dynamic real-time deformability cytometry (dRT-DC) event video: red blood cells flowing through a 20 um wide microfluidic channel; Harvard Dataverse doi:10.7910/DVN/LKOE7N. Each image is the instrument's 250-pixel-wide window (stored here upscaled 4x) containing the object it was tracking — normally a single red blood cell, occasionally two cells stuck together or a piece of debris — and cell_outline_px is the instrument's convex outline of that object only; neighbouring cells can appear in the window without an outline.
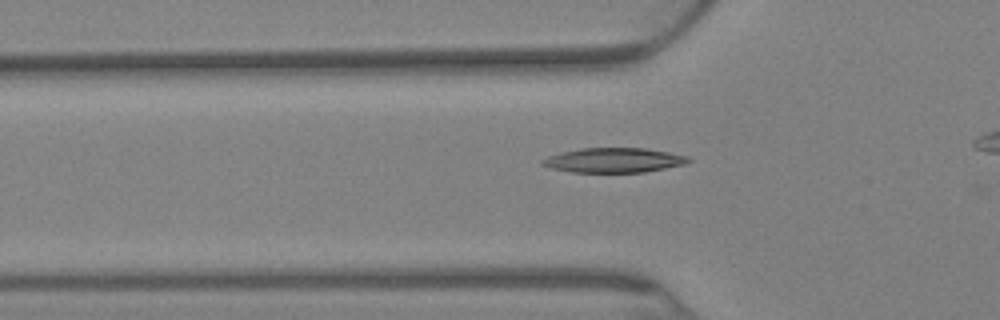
{"species": "Egyptian fruit bat (a non-hibernating species)", "species_latin": "Rousettus aegyptiacus", "temperature_condition": "warm", "stored_images_in_passage": 53, "camera_frame_rate_fps": 3000, "um_per_image_px": 0.085, "animal": {"sex": "female"}, "frame": {"image": 1, "passage_image": 13, "time_ms": 4.0, "image_size_px": [1000, 320], "cell_outline_px": [[692, 160], [684, 164], [644, 172], [572, 172], [552, 168], [540, 164], [540, 160], [548, 156], [560, 152], [580, 148], [644, 148], [668, 152], [688, 156]], "centroid_in_image_um": [52.14, 13.61], "position_along_channel_um": 73.7, "area_um2": 20.92}}
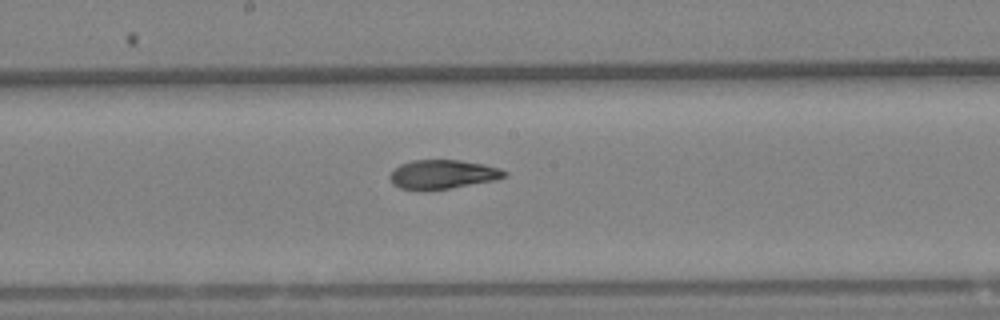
{"frame": {"image": 2, "passage_image": 28, "time_ms": 9.0, "image_size_px": [1000, 320], "cell_outline_px": [[508, 172], [504, 176], [496, 180], [448, 188], [400, 188], [392, 184], [388, 176], [400, 164], [412, 160], [460, 160], [484, 164]], "centroid_in_image_um": [37.62, 14.79], "position_along_channel_um": 210.6, "area_um2": 18.79}}
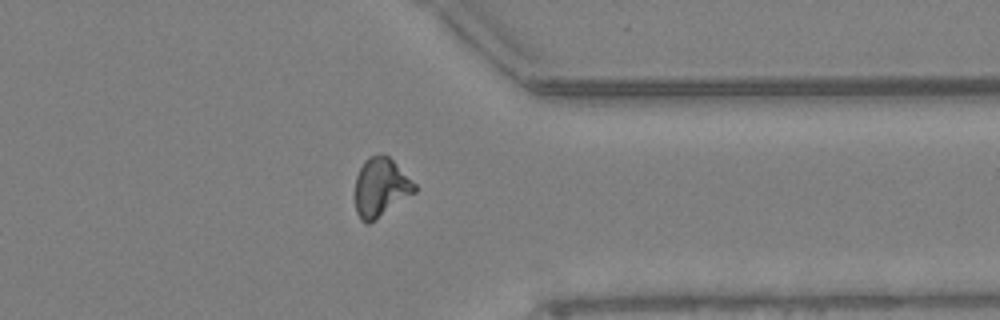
{"frame": {"image": 3, "passage_image": 47, "time_ms": 15.333, "image_size_px": [1000, 320], "cell_outline_px": [[416, 192], [376, 220], [368, 224], [364, 224], [360, 220], [356, 212], [356, 176], [364, 160], [368, 156], [384, 152], [416, 184]], "centroid_in_image_um": [32.36, 15.93], "position_along_channel_um": 379.0, "area_um2": 20.58}}